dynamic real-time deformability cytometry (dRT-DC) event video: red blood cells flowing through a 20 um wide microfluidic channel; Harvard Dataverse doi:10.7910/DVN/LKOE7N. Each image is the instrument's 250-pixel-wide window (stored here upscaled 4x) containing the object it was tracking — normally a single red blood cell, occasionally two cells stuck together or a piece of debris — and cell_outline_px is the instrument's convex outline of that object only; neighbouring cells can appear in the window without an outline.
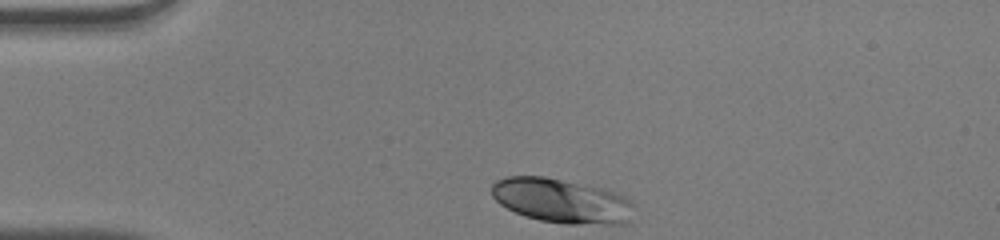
{"species": "human", "species_latin": "Homo sapiens", "temperature_condition": "warm", "stored_images_in_passage": 31, "camera_frame_rate_fps": 3000, "um_per_image_px": 0.085, "donor": {"sex": "male"}, "frame": {"image": 1, "passage_image": 1, "time_ms": 0.0, "image_size_px": [1000, 240], "cell_outline_px": [[632, 220], [624, 224], [564, 224], [540, 220], [524, 216], [500, 204], [492, 196], [492, 184], [496, 180], [508, 176], [544, 176], [600, 188], [628, 196], [632, 200]], "centroid_in_image_um": [47.76, 17.08], "position_along_channel_um": 37.2, "area_um2": 36.93}}
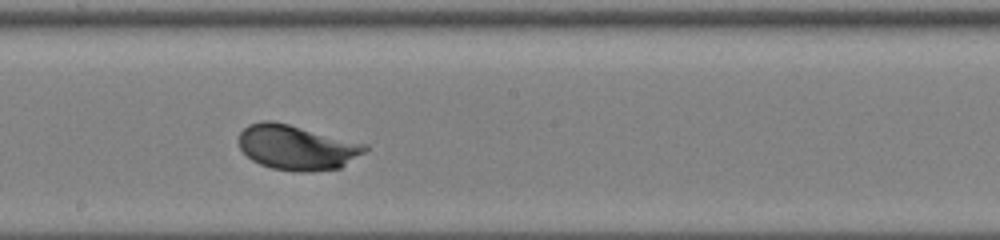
{"frame": {"image": 2, "passage_image": 18, "time_ms": 5.667, "image_size_px": [1000, 240], "cell_outline_px": [[368, 148], [364, 152], [340, 168], [312, 172], [300, 172], [272, 168], [260, 164], [252, 160], [240, 148], [236, 140], [240, 132], [248, 124], [264, 120], [272, 120], [368, 144]], "centroid_in_image_um": [25.2, 12.53], "position_along_channel_um": 223.0, "area_um2": 33.12}}
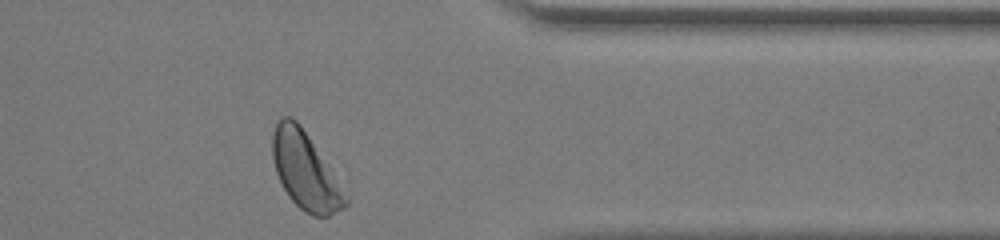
{"frame": {"image": 3, "passage_image": 31, "time_ms": 10.0, "image_size_px": [1000, 240], "cell_outline_px": [[348, 204], [344, 208], [328, 216], [312, 216], [304, 212], [288, 196], [276, 172], [272, 156], [272, 132], [280, 116], [292, 116], [300, 124], [340, 184], [348, 200]], "centroid_in_image_um": [25.91, 14.51], "position_along_channel_um": 385.5, "area_um2": 32.31}, "authors_computed_cell_mechanics": {"area_um2": 32.4836, "velocity_mm_per_s": 4.0314, "shape_relaxation_time_tau1_ms": 1.86, "shape_relaxation_time_tau2_ms": null, "deformation_change_tau1": 0.1615, "deformation_change_tau2": null}}